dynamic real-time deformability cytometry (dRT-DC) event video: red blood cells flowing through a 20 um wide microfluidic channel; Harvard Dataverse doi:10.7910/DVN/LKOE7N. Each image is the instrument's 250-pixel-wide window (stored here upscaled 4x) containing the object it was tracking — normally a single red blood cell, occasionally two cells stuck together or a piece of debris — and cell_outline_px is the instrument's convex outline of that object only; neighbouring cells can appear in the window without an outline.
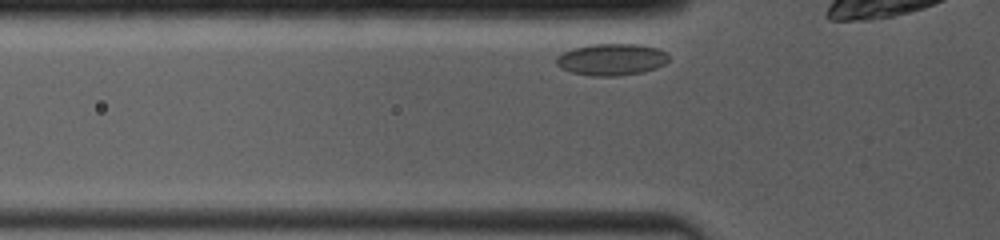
{"species": "common noctule bat (a hibernating species)", "species_latin": "Nyctalus noctula", "temperature_condition": "room temperature", "stored_images_in_passage": 27, "camera_frame_rate_fps": 4000, "um_per_image_px": 0.085, "animal": {"sex": "female", "body_mass_g": 19.0, "forearm_length_mm": 53.3}, "frame": {"image": 1, "passage_image": 2, "time_ms": 0.25, "image_size_px": [1000, 240], "cell_outline_px": [[668, 60], [664, 64], [656, 68], [640, 72], [616, 76], [592, 76], [572, 72], [560, 68], [556, 64], [556, 56], [572, 48], [592, 44], [636, 44], [656, 48], [668, 52]], "centroid_in_image_um": [51.96, 5.05], "position_along_channel_um": 73.8, "area_um2": 20.75}}
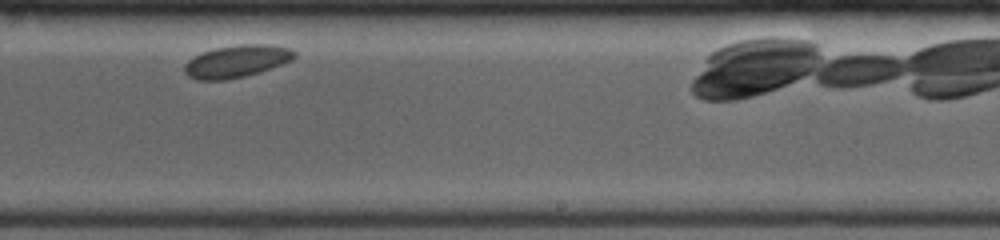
{"frame": {"image": 2, "passage_image": 17, "time_ms": 5.75, "image_size_px": [1000, 240], "cell_outline_px": [[296, 56], [292, 60], [244, 76], [224, 80], [196, 80], [188, 76], [184, 72], [184, 64], [192, 56], [216, 48], [240, 44], [268, 44], [288, 48], [296, 52]], "centroid_in_image_um": [20.06, 5.2], "position_along_channel_um": 268.9, "area_um2": 20.46}}
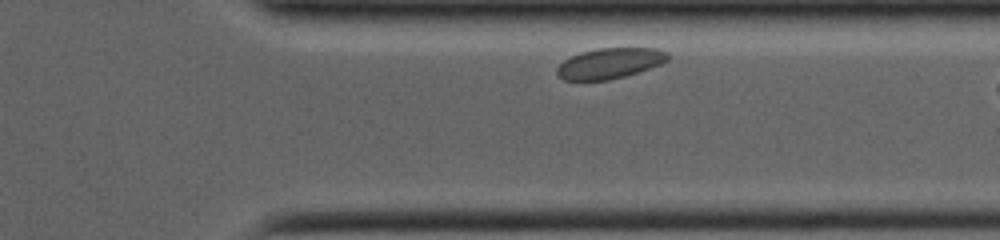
{"frame": {"image": 3, "passage_image": 24, "time_ms": 8.25, "image_size_px": [1000, 240], "cell_outline_px": [[668, 60], [660, 64], [624, 76], [608, 80], [564, 80], [556, 72], [556, 68], [564, 60], [580, 52], [596, 48], [660, 48], [668, 52]], "centroid_in_image_um": [51.83, 5.36], "position_along_channel_um": 359.6, "area_um2": 19.59}}